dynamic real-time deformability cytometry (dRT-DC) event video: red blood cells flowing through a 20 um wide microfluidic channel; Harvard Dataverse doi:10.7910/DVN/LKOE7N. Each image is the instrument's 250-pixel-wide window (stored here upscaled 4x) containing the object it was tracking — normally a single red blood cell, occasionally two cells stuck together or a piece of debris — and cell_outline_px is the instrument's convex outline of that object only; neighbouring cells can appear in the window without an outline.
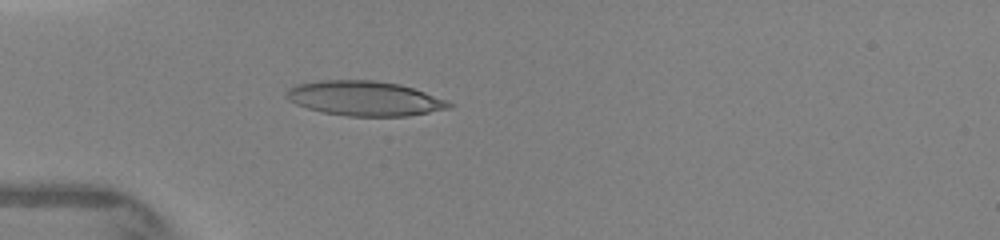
{"species": "human", "species_latin": "Homo sapiens", "temperature_condition": "warm", "stored_images_in_passage": 6, "camera_frame_rate_fps": 3000, "um_per_image_px": 0.085, "donor": {"sex": "female"}, "frame": {"image": 1, "passage_image": 6, "time_ms": 4.333, "image_size_px": [1000, 240], "cell_outline_px": [[456, 104], [448, 108], [408, 116], [348, 116], [324, 112], [308, 108], [296, 104], [288, 100], [284, 96], [288, 88], [296, 84], [320, 80], [376, 80], [400, 84], [448, 100]], "centroid_in_image_um": [30.97, 8.36], "position_along_channel_um": 54.0, "area_um2": 32.95}}